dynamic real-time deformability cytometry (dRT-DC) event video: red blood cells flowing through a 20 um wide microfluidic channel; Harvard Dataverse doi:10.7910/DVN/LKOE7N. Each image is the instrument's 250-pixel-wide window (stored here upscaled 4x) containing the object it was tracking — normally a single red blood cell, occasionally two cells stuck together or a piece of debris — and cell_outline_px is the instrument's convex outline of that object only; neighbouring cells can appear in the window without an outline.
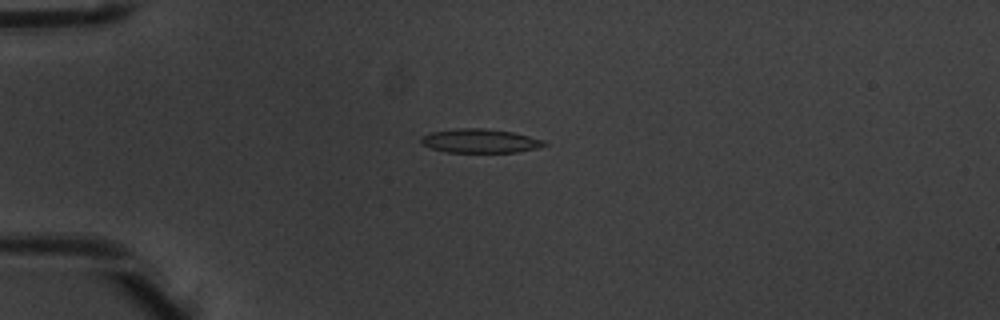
{"species": "common noctule bat (a hibernating species)", "species_latin": "Nyctalus noctula", "temperature_condition": "warm", "stored_images_in_passage": 4, "camera_frame_rate_fps": 3000, "um_per_image_px": 0.085, "animal": {"sex": "male", "body_mass_g": 20.1, "forearm_length_mm": 53.5}, "frame": {"image": 1, "passage_image": 2, "time_ms": 0.333, "image_size_px": [1000, 320], "cell_outline_px": [[548, 144], [540, 148], [516, 152], [448, 152], [432, 148], [420, 144], [420, 140], [424, 136], [432, 132], [460, 128], [484, 128], [512, 132], [544, 140]], "centroid_in_image_um": [40.84, 11.98], "position_along_channel_um": 44.2, "area_um2": 17.05}}